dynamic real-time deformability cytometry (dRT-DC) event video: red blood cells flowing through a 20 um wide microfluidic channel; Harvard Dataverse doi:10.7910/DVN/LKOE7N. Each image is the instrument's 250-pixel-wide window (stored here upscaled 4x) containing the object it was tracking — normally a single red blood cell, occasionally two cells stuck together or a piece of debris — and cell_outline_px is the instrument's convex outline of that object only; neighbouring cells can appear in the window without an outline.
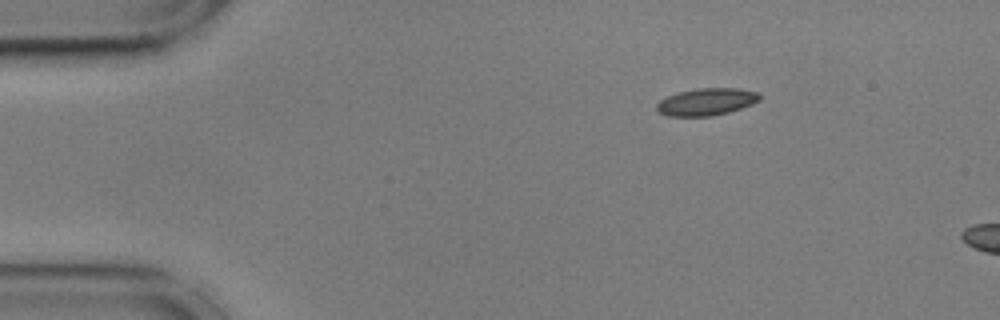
{"species": "common noctule bat (a hibernating species)", "species_latin": "Nyctalus noctula", "temperature_condition": "cold", "stored_images_in_passage": 6, "camera_frame_rate_fps": 3000, "um_per_image_px": 0.085, "animal": {"sex": "male", "body_mass_g": 17.9, "forearm_length_mm": 54.2}, "frame": {"image": 1, "passage_image": 1, "time_ms": 0.0, "image_size_px": [1000, 320], "cell_outline_px": [[760, 100], [752, 104], [728, 112], [712, 116], [668, 116], [660, 112], [656, 108], [656, 104], [660, 100], [668, 96], [680, 92], [696, 88], [736, 88], [756, 92], [760, 96]], "centroid_in_image_um": [60.04, 8.65], "position_along_channel_um": 25.0, "area_um2": 16.13}}